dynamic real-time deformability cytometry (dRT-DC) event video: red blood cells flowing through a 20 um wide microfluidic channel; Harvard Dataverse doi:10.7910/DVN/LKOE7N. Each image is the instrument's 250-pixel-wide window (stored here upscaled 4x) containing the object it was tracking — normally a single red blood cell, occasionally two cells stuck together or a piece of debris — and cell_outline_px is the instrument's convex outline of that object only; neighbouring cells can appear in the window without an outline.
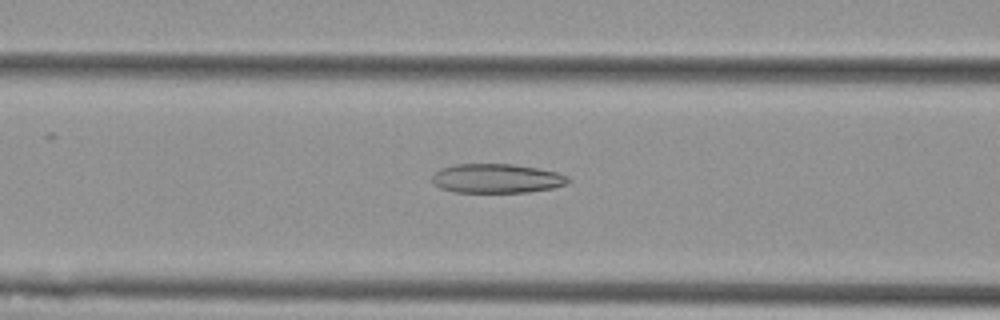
{"species": "Egyptian fruit bat (a non-hibernating species)", "species_latin": "Rousettus aegyptiacus", "temperature_condition": "cold", "stored_images_in_passage": 54, "camera_frame_rate_fps": 3000, "um_per_image_px": 0.085, "animal": {"sex": "female"}, "frame": {"image": 1, "passage_image": 22, "time_ms": 7.0, "image_size_px": [1000, 320], "cell_outline_px": [[572, 180], [568, 184], [552, 188], [528, 192], [452, 192], [440, 188], [432, 180], [432, 176], [440, 168], [456, 164], [512, 164], [536, 168], [556, 172], [568, 176]], "centroid_in_image_um": [42.24, 15.17], "position_along_channel_um": 124.4, "area_um2": 23.18}}
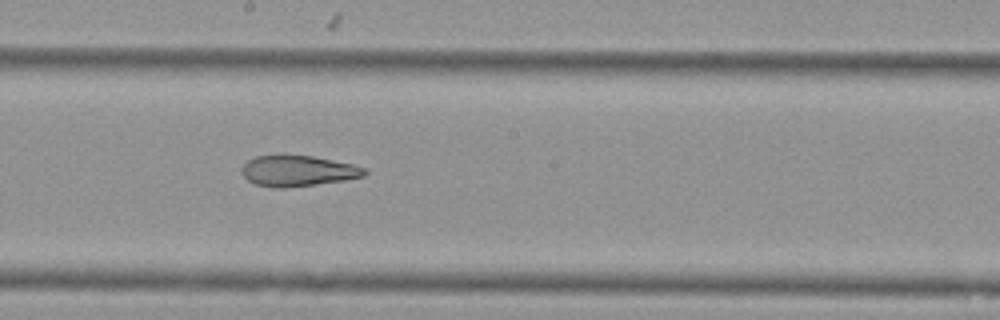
{"frame": {"image": 2, "passage_image": 30, "time_ms": 9.667, "image_size_px": [1000, 320], "cell_outline_px": [[368, 172], [364, 176], [344, 180], [316, 184], [284, 188], [272, 188], [256, 184], [248, 180], [240, 172], [240, 168], [248, 160], [256, 156], [312, 156], [352, 164], [364, 168]], "centroid_in_image_um": [25.29, 14.54], "position_along_channel_um": 222.9, "area_um2": 21.79}}
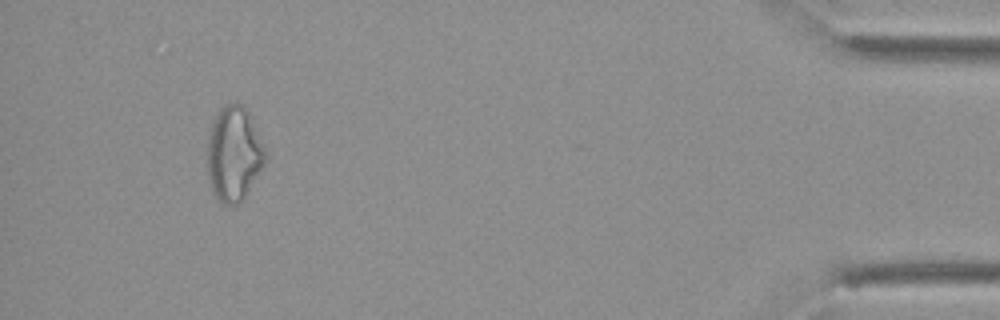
{"frame": {"image": 3, "passage_image": 51, "time_ms": 16.667, "image_size_px": [1000, 320], "cell_outline_px": [[264, 164], [244, 200], [236, 204], [224, 204], [212, 192], [208, 180], [208, 136], [212, 120], [216, 112], [224, 104], [244, 104], [256, 128], [264, 148]], "centroid_in_image_um": [19.85, 13.07], "position_along_channel_um": 415.3, "area_um2": 31.85}, "authors_computed_cell_mechanics": {"area_um2": 27.8596, "velocity_mm_per_s": 3.7103, "shape_relaxation_time_tau1_ms": null, "shape_relaxation_time_tau2_ms": 3.0688, "deformation_change_tau1": null, "deformation_change_tau2": 0.1149}}